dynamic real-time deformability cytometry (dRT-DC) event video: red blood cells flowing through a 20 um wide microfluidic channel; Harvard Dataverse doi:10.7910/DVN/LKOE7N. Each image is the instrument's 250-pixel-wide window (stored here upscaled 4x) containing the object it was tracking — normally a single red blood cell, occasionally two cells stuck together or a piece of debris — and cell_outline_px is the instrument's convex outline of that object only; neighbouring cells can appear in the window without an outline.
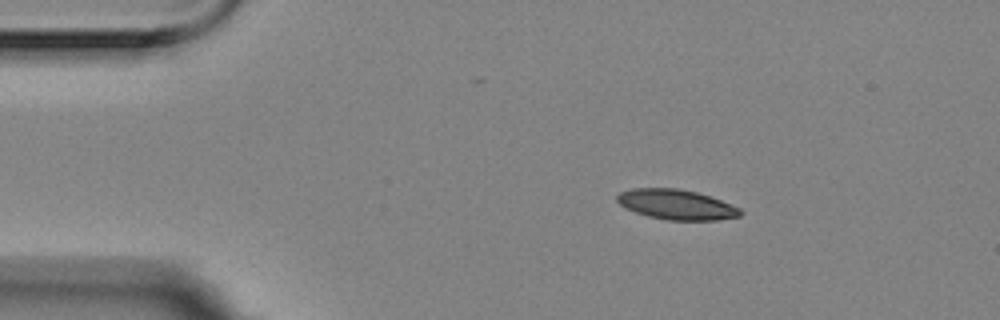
{"species": "Egyptian fruit bat (a non-hibernating species)", "species_latin": "Rousettus aegyptiacus", "temperature_condition": "room temperature", "stored_images_in_passage": 3, "camera_frame_rate_fps": 3000, "um_per_image_px": 0.085, "animal": {"sex": "female"}, "frame": {"image": 1, "passage_image": 1, "time_ms": 0.0, "image_size_px": [1000, 320], "cell_outline_px": [[744, 212], [740, 216], [716, 220], [668, 220], [648, 216], [624, 208], [616, 200], [616, 196], [620, 192], [632, 188], [680, 188], [696, 192], [720, 200], [740, 208]], "centroid_in_image_um": [57.47, 17.38], "position_along_channel_um": 27.5, "area_um2": 21.56}}
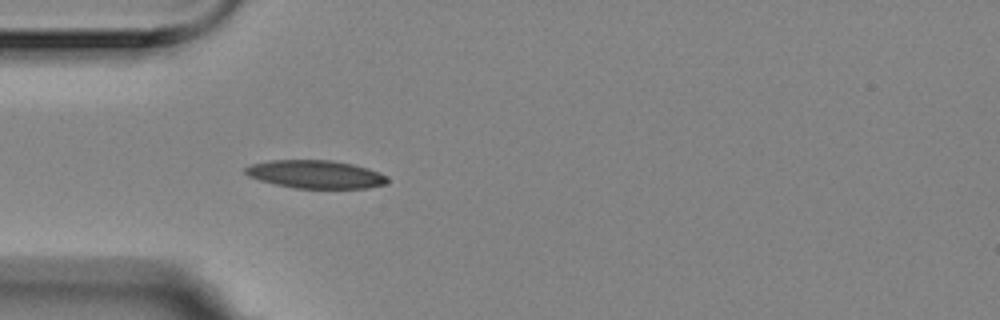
{"frame": {"image": 2, "passage_image": 3, "time_ms": 0.667, "image_size_px": [1000, 320], "cell_outline_px": [[388, 180], [384, 184], [368, 188], [296, 188], [276, 184], [260, 180], [248, 176], [244, 172], [244, 168], [252, 164], [268, 160], [332, 160], [352, 164], [368, 168], [380, 172], [388, 176]], "centroid_in_image_um": [26.83, 14.81], "position_along_channel_um": 58.2, "area_um2": 23.24}}